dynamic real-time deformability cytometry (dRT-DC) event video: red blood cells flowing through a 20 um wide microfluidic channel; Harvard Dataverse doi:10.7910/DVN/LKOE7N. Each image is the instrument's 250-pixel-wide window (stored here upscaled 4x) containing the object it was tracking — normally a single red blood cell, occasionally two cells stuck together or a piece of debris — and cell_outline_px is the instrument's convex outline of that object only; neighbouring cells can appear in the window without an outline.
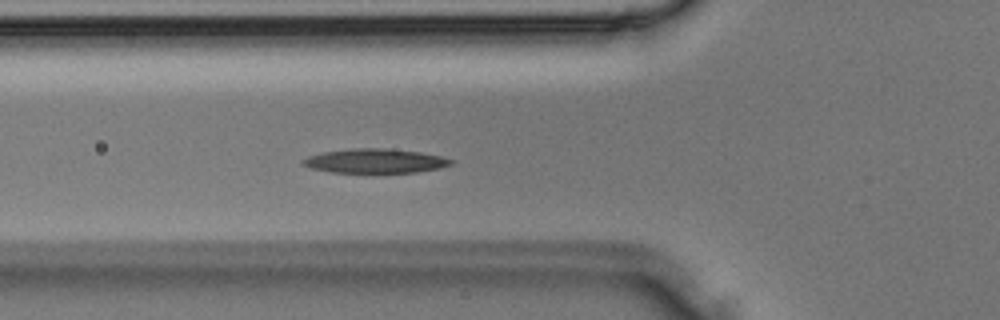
{"species": "Egyptian fruit bat (a non-hibernating species)", "species_latin": "Rousettus aegyptiacus", "temperature_condition": "room temperature", "stored_images_in_passage": 29, "camera_frame_rate_fps": 3000, "um_per_image_px": 0.085, "animal": {"sex": "male"}, "frame": {"image": 1, "passage_image": 5, "time_ms": 1.333, "image_size_px": [1000, 320], "cell_outline_px": [[452, 164], [440, 168], [416, 172], [332, 172], [312, 168], [300, 164], [300, 160], [308, 156], [324, 152], [352, 148], [384, 148], [420, 152], [440, 156], [452, 160]], "centroid_in_image_um": [31.85, 13.67], "position_along_channel_um": 94.0, "area_um2": 20.75}}
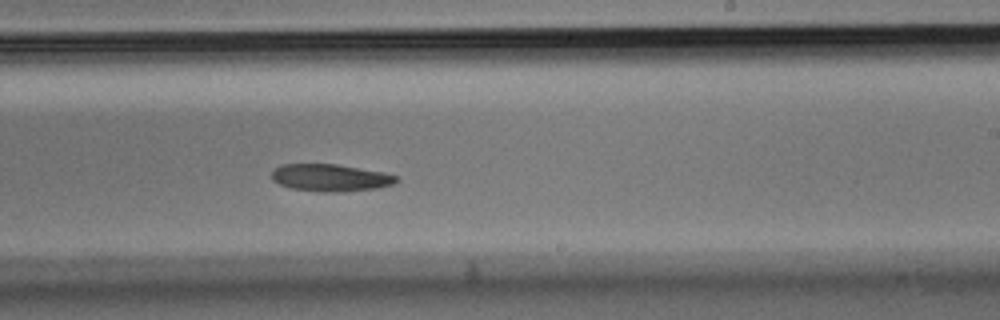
{"frame": {"image": 2, "passage_image": 14, "time_ms": 4.333, "image_size_px": [1000, 320], "cell_outline_px": [[400, 180], [392, 184], [376, 188], [336, 192], [332, 192], [292, 188], [280, 184], [272, 180], [272, 172], [280, 164], [336, 164], [384, 172], [400, 176]], "centroid_in_image_um": [28.12, 15.09], "position_along_channel_um": 260.9, "area_um2": 19.59}}
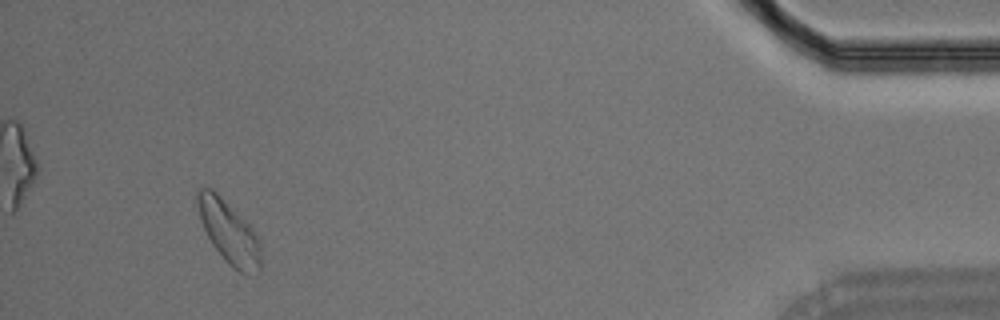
{"frame": {"image": 3, "passage_image": 26, "time_ms": 8.333, "image_size_px": [1000, 320], "cell_outline_px": [[260, 268], [248, 276], [240, 272], [228, 264], [224, 260], [212, 244], [200, 220], [196, 200], [196, 188], [212, 188], [252, 228], [260, 240]], "centroid_in_image_um": [19.44, 19.73], "position_along_channel_um": 415.8, "area_um2": 22.89}}